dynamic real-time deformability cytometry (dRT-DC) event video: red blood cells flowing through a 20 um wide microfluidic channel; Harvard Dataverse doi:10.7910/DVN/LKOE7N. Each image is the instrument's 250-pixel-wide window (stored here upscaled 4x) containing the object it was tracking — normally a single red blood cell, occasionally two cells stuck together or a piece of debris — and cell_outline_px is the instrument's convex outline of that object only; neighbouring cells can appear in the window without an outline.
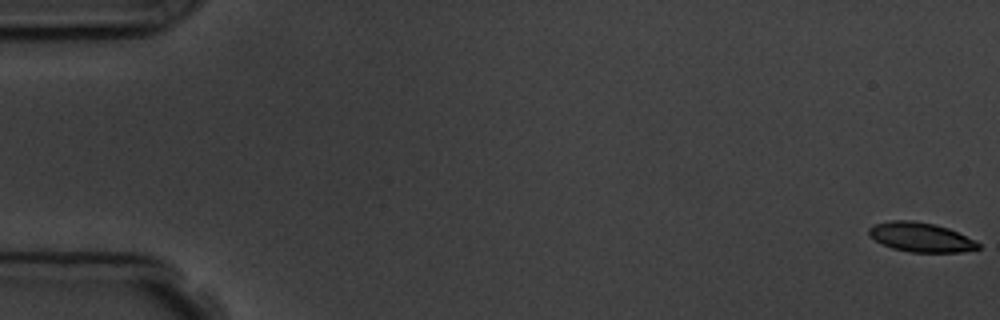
{"species": "common noctule bat (a hibernating species)", "species_latin": "Nyctalus noctula", "temperature_condition": "room temperature", "stored_images_in_passage": 6, "camera_frame_rate_fps": 3000, "um_per_image_px": 0.085, "animal": {"sex": "male", "body_mass_g": 19.5, "forearm_length_mm": 54.6}, "frame": {"image": 1, "passage_image": 1, "time_ms": 0.0, "image_size_px": [1000, 320], "cell_outline_px": [[980, 248], [960, 252], [912, 252], [892, 248], [876, 240], [868, 232], [868, 228], [876, 224], [892, 220], [912, 220], [936, 224], [948, 228], [976, 240], [980, 244]], "centroid_in_image_um": [78.31, 20.15], "position_along_channel_um": 6.7, "area_um2": 18.55}}